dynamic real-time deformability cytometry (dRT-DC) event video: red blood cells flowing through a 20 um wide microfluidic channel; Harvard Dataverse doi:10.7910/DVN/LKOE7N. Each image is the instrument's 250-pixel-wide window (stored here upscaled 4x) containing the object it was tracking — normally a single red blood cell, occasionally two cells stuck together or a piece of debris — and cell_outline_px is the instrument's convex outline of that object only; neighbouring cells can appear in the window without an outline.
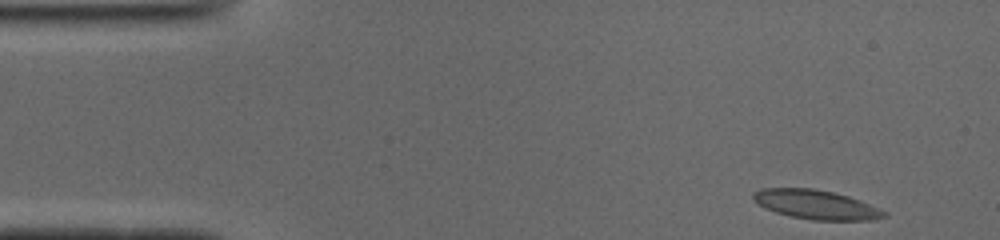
{"species": "common noctule bat (a hibernating species)", "species_latin": "Nyctalus noctula", "temperature_condition": "cold", "stored_images_in_passage": 47, "camera_frame_rate_fps": 3000, "um_per_image_px": 0.085, "animal": {"sex": "male", "body_mass_g": 19.0, "forearm_length_mm": 50.8}, "frame": {"image": 1, "passage_image": 1, "time_ms": 0.0, "image_size_px": [1000, 240], "cell_outline_px": [[888, 216], [872, 220], [812, 220], [792, 216], [776, 212], [764, 208], [752, 200], [752, 192], [760, 188], [812, 188], [832, 192], [848, 196], [860, 200], [880, 208], [888, 212]], "centroid_in_image_um": [69.36, 17.38], "position_along_channel_um": 15.6, "area_um2": 22.43}}
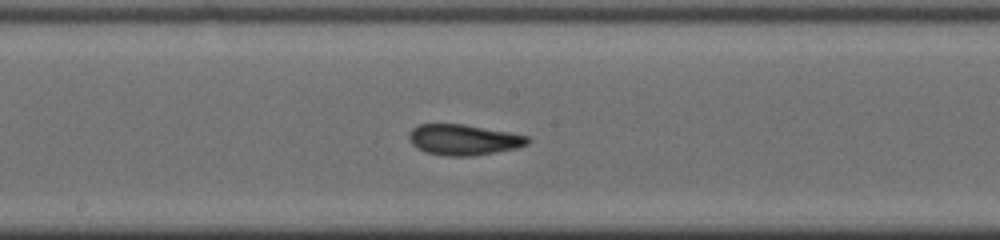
{"frame": {"image": 2, "passage_image": 23, "time_ms": 7.333, "image_size_px": [1000, 240], "cell_outline_px": [[532, 140], [528, 144], [516, 148], [472, 156], [444, 156], [424, 152], [416, 148], [412, 144], [408, 136], [408, 132], [412, 128], [420, 124], [464, 124], [508, 132], [528, 136]], "centroid_in_image_um": [39.38, 11.88], "position_along_channel_um": 208.8, "area_um2": 21.33}}
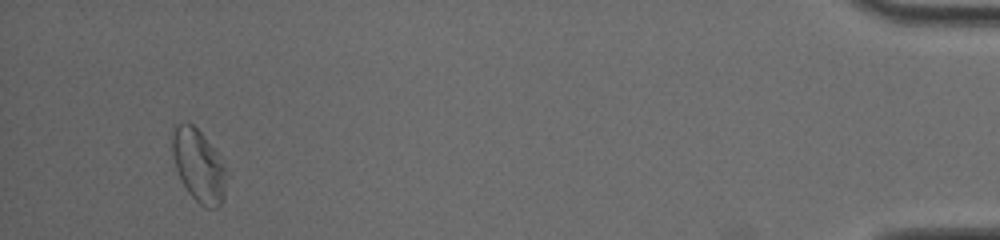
{"frame": {"image": 3, "passage_image": 45, "time_ms": 14.667, "image_size_px": [1000, 240], "cell_outline_px": [[224, 196], [220, 204], [216, 208], [208, 208], [200, 204], [188, 192], [180, 180], [176, 168], [172, 152], [172, 132], [176, 124], [184, 120], [192, 124], [204, 136], [216, 152], [224, 168]], "centroid_in_image_um": [16.82, 14.04], "position_along_channel_um": 418.4, "area_um2": 22.43}, "authors_computed_cell_mechanics": {"area_um2": 21.7328, "velocity_mm_per_s": 3.9124, "shape_relaxation_time_tau1_ms": 4.4566, "shape_relaxation_time_tau2_ms": 1.6173, "deformation_change_tau1": 0.1498, "deformation_change_tau2": 0.0878}}